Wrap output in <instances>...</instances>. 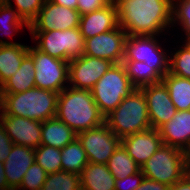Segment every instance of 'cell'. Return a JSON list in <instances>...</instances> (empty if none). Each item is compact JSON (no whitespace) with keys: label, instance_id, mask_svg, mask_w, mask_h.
Masks as SVG:
<instances>
[{"label":"cell","instance_id":"obj_1","mask_svg":"<svg viewBox=\"0 0 190 190\" xmlns=\"http://www.w3.org/2000/svg\"><path fill=\"white\" fill-rule=\"evenodd\" d=\"M113 1L117 7L119 26L128 36L159 37L165 35L163 31L168 33L170 27L173 28V0Z\"/></svg>","mask_w":190,"mask_h":190},{"label":"cell","instance_id":"obj_25","mask_svg":"<svg viewBox=\"0 0 190 190\" xmlns=\"http://www.w3.org/2000/svg\"><path fill=\"white\" fill-rule=\"evenodd\" d=\"M162 81L177 111L190 110V79L167 73Z\"/></svg>","mask_w":190,"mask_h":190},{"label":"cell","instance_id":"obj_12","mask_svg":"<svg viewBox=\"0 0 190 190\" xmlns=\"http://www.w3.org/2000/svg\"><path fill=\"white\" fill-rule=\"evenodd\" d=\"M80 13L77 9L46 0L37 16L30 22L29 31H52L78 28Z\"/></svg>","mask_w":190,"mask_h":190},{"label":"cell","instance_id":"obj_10","mask_svg":"<svg viewBox=\"0 0 190 190\" xmlns=\"http://www.w3.org/2000/svg\"><path fill=\"white\" fill-rule=\"evenodd\" d=\"M84 148L89 163L107 164L114 151L121 145V139L103 123L97 127L76 134Z\"/></svg>","mask_w":190,"mask_h":190},{"label":"cell","instance_id":"obj_37","mask_svg":"<svg viewBox=\"0 0 190 190\" xmlns=\"http://www.w3.org/2000/svg\"><path fill=\"white\" fill-rule=\"evenodd\" d=\"M14 143L6 134L5 129L0 124V161L3 163L8 158Z\"/></svg>","mask_w":190,"mask_h":190},{"label":"cell","instance_id":"obj_20","mask_svg":"<svg viewBox=\"0 0 190 190\" xmlns=\"http://www.w3.org/2000/svg\"><path fill=\"white\" fill-rule=\"evenodd\" d=\"M81 190H115V177L106 164L88 163L79 174Z\"/></svg>","mask_w":190,"mask_h":190},{"label":"cell","instance_id":"obj_27","mask_svg":"<svg viewBox=\"0 0 190 190\" xmlns=\"http://www.w3.org/2000/svg\"><path fill=\"white\" fill-rule=\"evenodd\" d=\"M106 165L113 176L118 179L134 175L141 170V167L129 156L122 145L114 151Z\"/></svg>","mask_w":190,"mask_h":190},{"label":"cell","instance_id":"obj_35","mask_svg":"<svg viewBox=\"0 0 190 190\" xmlns=\"http://www.w3.org/2000/svg\"><path fill=\"white\" fill-rule=\"evenodd\" d=\"M144 174L140 170L134 175H129L123 179H115V190H136L144 179Z\"/></svg>","mask_w":190,"mask_h":190},{"label":"cell","instance_id":"obj_36","mask_svg":"<svg viewBox=\"0 0 190 190\" xmlns=\"http://www.w3.org/2000/svg\"><path fill=\"white\" fill-rule=\"evenodd\" d=\"M112 0H78L77 10L80 15L103 9Z\"/></svg>","mask_w":190,"mask_h":190},{"label":"cell","instance_id":"obj_28","mask_svg":"<svg viewBox=\"0 0 190 190\" xmlns=\"http://www.w3.org/2000/svg\"><path fill=\"white\" fill-rule=\"evenodd\" d=\"M12 3L11 0H5L0 5V33L11 37L22 28L29 29V24L17 13Z\"/></svg>","mask_w":190,"mask_h":190},{"label":"cell","instance_id":"obj_16","mask_svg":"<svg viewBox=\"0 0 190 190\" xmlns=\"http://www.w3.org/2000/svg\"><path fill=\"white\" fill-rule=\"evenodd\" d=\"M121 145L140 166L163 145L158 129L150 128L121 139Z\"/></svg>","mask_w":190,"mask_h":190},{"label":"cell","instance_id":"obj_43","mask_svg":"<svg viewBox=\"0 0 190 190\" xmlns=\"http://www.w3.org/2000/svg\"><path fill=\"white\" fill-rule=\"evenodd\" d=\"M2 111V108H1V93H0V113Z\"/></svg>","mask_w":190,"mask_h":190},{"label":"cell","instance_id":"obj_40","mask_svg":"<svg viewBox=\"0 0 190 190\" xmlns=\"http://www.w3.org/2000/svg\"><path fill=\"white\" fill-rule=\"evenodd\" d=\"M4 171V163L0 161V190H10Z\"/></svg>","mask_w":190,"mask_h":190},{"label":"cell","instance_id":"obj_26","mask_svg":"<svg viewBox=\"0 0 190 190\" xmlns=\"http://www.w3.org/2000/svg\"><path fill=\"white\" fill-rule=\"evenodd\" d=\"M89 163L83 146L77 138L61 149L62 170L80 174Z\"/></svg>","mask_w":190,"mask_h":190},{"label":"cell","instance_id":"obj_5","mask_svg":"<svg viewBox=\"0 0 190 190\" xmlns=\"http://www.w3.org/2000/svg\"><path fill=\"white\" fill-rule=\"evenodd\" d=\"M141 171L146 178L170 187L190 171V155L183 150L163 144L142 165Z\"/></svg>","mask_w":190,"mask_h":190},{"label":"cell","instance_id":"obj_22","mask_svg":"<svg viewBox=\"0 0 190 190\" xmlns=\"http://www.w3.org/2000/svg\"><path fill=\"white\" fill-rule=\"evenodd\" d=\"M35 87V67L33 58L28 54L17 72L0 86L1 94H15Z\"/></svg>","mask_w":190,"mask_h":190},{"label":"cell","instance_id":"obj_3","mask_svg":"<svg viewBox=\"0 0 190 190\" xmlns=\"http://www.w3.org/2000/svg\"><path fill=\"white\" fill-rule=\"evenodd\" d=\"M58 95L38 87L15 94H1L2 112L44 122L56 116Z\"/></svg>","mask_w":190,"mask_h":190},{"label":"cell","instance_id":"obj_33","mask_svg":"<svg viewBox=\"0 0 190 190\" xmlns=\"http://www.w3.org/2000/svg\"><path fill=\"white\" fill-rule=\"evenodd\" d=\"M47 177L46 171L34 162L26 171L21 185L17 190H41Z\"/></svg>","mask_w":190,"mask_h":190},{"label":"cell","instance_id":"obj_31","mask_svg":"<svg viewBox=\"0 0 190 190\" xmlns=\"http://www.w3.org/2000/svg\"><path fill=\"white\" fill-rule=\"evenodd\" d=\"M35 162L40 165L47 174L62 170L61 149L49 145H39L35 149Z\"/></svg>","mask_w":190,"mask_h":190},{"label":"cell","instance_id":"obj_17","mask_svg":"<svg viewBox=\"0 0 190 190\" xmlns=\"http://www.w3.org/2000/svg\"><path fill=\"white\" fill-rule=\"evenodd\" d=\"M162 143L190 155V110L177 111L159 129Z\"/></svg>","mask_w":190,"mask_h":190},{"label":"cell","instance_id":"obj_9","mask_svg":"<svg viewBox=\"0 0 190 190\" xmlns=\"http://www.w3.org/2000/svg\"><path fill=\"white\" fill-rule=\"evenodd\" d=\"M28 54L35 67V87L60 93L68 86L69 62L53 58L29 46Z\"/></svg>","mask_w":190,"mask_h":190},{"label":"cell","instance_id":"obj_7","mask_svg":"<svg viewBox=\"0 0 190 190\" xmlns=\"http://www.w3.org/2000/svg\"><path fill=\"white\" fill-rule=\"evenodd\" d=\"M35 47L53 58L69 62L84 53L85 39L79 27L66 30L30 31Z\"/></svg>","mask_w":190,"mask_h":190},{"label":"cell","instance_id":"obj_2","mask_svg":"<svg viewBox=\"0 0 190 190\" xmlns=\"http://www.w3.org/2000/svg\"><path fill=\"white\" fill-rule=\"evenodd\" d=\"M56 117L76 134L105 123L91 90L67 86L58 95Z\"/></svg>","mask_w":190,"mask_h":190},{"label":"cell","instance_id":"obj_34","mask_svg":"<svg viewBox=\"0 0 190 190\" xmlns=\"http://www.w3.org/2000/svg\"><path fill=\"white\" fill-rule=\"evenodd\" d=\"M15 10L28 24L37 16L46 0H13Z\"/></svg>","mask_w":190,"mask_h":190},{"label":"cell","instance_id":"obj_18","mask_svg":"<svg viewBox=\"0 0 190 190\" xmlns=\"http://www.w3.org/2000/svg\"><path fill=\"white\" fill-rule=\"evenodd\" d=\"M117 27H119V19L114 1H111L103 9L80 16L79 29L84 39L111 31Z\"/></svg>","mask_w":190,"mask_h":190},{"label":"cell","instance_id":"obj_24","mask_svg":"<svg viewBox=\"0 0 190 190\" xmlns=\"http://www.w3.org/2000/svg\"><path fill=\"white\" fill-rule=\"evenodd\" d=\"M127 76L135 89H140L162 81L163 77L145 62L122 61Z\"/></svg>","mask_w":190,"mask_h":190},{"label":"cell","instance_id":"obj_4","mask_svg":"<svg viewBox=\"0 0 190 190\" xmlns=\"http://www.w3.org/2000/svg\"><path fill=\"white\" fill-rule=\"evenodd\" d=\"M106 125L120 139L151 128L146 98L140 89H134L105 116Z\"/></svg>","mask_w":190,"mask_h":190},{"label":"cell","instance_id":"obj_21","mask_svg":"<svg viewBox=\"0 0 190 190\" xmlns=\"http://www.w3.org/2000/svg\"><path fill=\"white\" fill-rule=\"evenodd\" d=\"M76 138V133L56 116L42 122L41 145L62 149Z\"/></svg>","mask_w":190,"mask_h":190},{"label":"cell","instance_id":"obj_6","mask_svg":"<svg viewBox=\"0 0 190 190\" xmlns=\"http://www.w3.org/2000/svg\"><path fill=\"white\" fill-rule=\"evenodd\" d=\"M135 88L122 63L113 64L91 89L100 112L106 116L113 111Z\"/></svg>","mask_w":190,"mask_h":190},{"label":"cell","instance_id":"obj_29","mask_svg":"<svg viewBox=\"0 0 190 190\" xmlns=\"http://www.w3.org/2000/svg\"><path fill=\"white\" fill-rule=\"evenodd\" d=\"M185 41V42H183ZM181 47L172 53L169 51V72L182 78L190 79V41L183 40Z\"/></svg>","mask_w":190,"mask_h":190},{"label":"cell","instance_id":"obj_44","mask_svg":"<svg viewBox=\"0 0 190 190\" xmlns=\"http://www.w3.org/2000/svg\"><path fill=\"white\" fill-rule=\"evenodd\" d=\"M5 0H0V5L4 4Z\"/></svg>","mask_w":190,"mask_h":190},{"label":"cell","instance_id":"obj_30","mask_svg":"<svg viewBox=\"0 0 190 190\" xmlns=\"http://www.w3.org/2000/svg\"><path fill=\"white\" fill-rule=\"evenodd\" d=\"M41 190H81L79 174L63 170L47 174Z\"/></svg>","mask_w":190,"mask_h":190},{"label":"cell","instance_id":"obj_42","mask_svg":"<svg viewBox=\"0 0 190 190\" xmlns=\"http://www.w3.org/2000/svg\"><path fill=\"white\" fill-rule=\"evenodd\" d=\"M13 44H19L17 42H9V41H4L0 39V45H13Z\"/></svg>","mask_w":190,"mask_h":190},{"label":"cell","instance_id":"obj_13","mask_svg":"<svg viewBox=\"0 0 190 190\" xmlns=\"http://www.w3.org/2000/svg\"><path fill=\"white\" fill-rule=\"evenodd\" d=\"M128 35L120 26L85 39L84 55L102 58L114 64L122 63L125 54V42Z\"/></svg>","mask_w":190,"mask_h":190},{"label":"cell","instance_id":"obj_23","mask_svg":"<svg viewBox=\"0 0 190 190\" xmlns=\"http://www.w3.org/2000/svg\"><path fill=\"white\" fill-rule=\"evenodd\" d=\"M28 49L29 46L22 43L0 45V86L17 72Z\"/></svg>","mask_w":190,"mask_h":190},{"label":"cell","instance_id":"obj_15","mask_svg":"<svg viewBox=\"0 0 190 190\" xmlns=\"http://www.w3.org/2000/svg\"><path fill=\"white\" fill-rule=\"evenodd\" d=\"M0 124L14 144L38 148L41 144L42 122L0 113Z\"/></svg>","mask_w":190,"mask_h":190},{"label":"cell","instance_id":"obj_19","mask_svg":"<svg viewBox=\"0 0 190 190\" xmlns=\"http://www.w3.org/2000/svg\"><path fill=\"white\" fill-rule=\"evenodd\" d=\"M35 162V149L14 144L4 162V172L10 190H17L31 165Z\"/></svg>","mask_w":190,"mask_h":190},{"label":"cell","instance_id":"obj_8","mask_svg":"<svg viewBox=\"0 0 190 190\" xmlns=\"http://www.w3.org/2000/svg\"><path fill=\"white\" fill-rule=\"evenodd\" d=\"M157 36H128L125 42V54L122 61L145 62L162 77L169 72V54L159 43ZM159 43V44H158Z\"/></svg>","mask_w":190,"mask_h":190},{"label":"cell","instance_id":"obj_14","mask_svg":"<svg viewBox=\"0 0 190 190\" xmlns=\"http://www.w3.org/2000/svg\"><path fill=\"white\" fill-rule=\"evenodd\" d=\"M143 92L148 108L151 128L159 129L167 123L177 112L167 86L163 81L140 88Z\"/></svg>","mask_w":190,"mask_h":190},{"label":"cell","instance_id":"obj_38","mask_svg":"<svg viewBox=\"0 0 190 190\" xmlns=\"http://www.w3.org/2000/svg\"><path fill=\"white\" fill-rule=\"evenodd\" d=\"M136 190H169V186L144 177L142 183Z\"/></svg>","mask_w":190,"mask_h":190},{"label":"cell","instance_id":"obj_32","mask_svg":"<svg viewBox=\"0 0 190 190\" xmlns=\"http://www.w3.org/2000/svg\"><path fill=\"white\" fill-rule=\"evenodd\" d=\"M177 22V23H176ZM173 27L178 24L190 41V0H173ZM175 24V25H174Z\"/></svg>","mask_w":190,"mask_h":190},{"label":"cell","instance_id":"obj_39","mask_svg":"<svg viewBox=\"0 0 190 190\" xmlns=\"http://www.w3.org/2000/svg\"><path fill=\"white\" fill-rule=\"evenodd\" d=\"M169 190H190V171L180 181L171 185Z\"/></svg>","mask_w":190,"mask_h":190},{"label":"cell","instance_id":"obj_11","mask_svg":"<svg viewBox=\"0 0 190 190\" xmlns=\"http://www.w3.org/2000/svg\"><path fill=\"white\" fill-rule=\"evenodd\" d=\"M109 60L82 55L69 61L68 86L91 90L96 82L111 68Z\"/></svg>","mask_w":190,"mask_h":190},{"label":"cell","instance_id":"obj_41","mask_svg":"<svg viewBox=\"0 0 190 190\" xmlns=\"http://www.w3.org/2000/svg\"><path fill=\"white\" fill-rule=\"evenodd\" d=\"M53 3L65 6L70 9H77V1L78 0H49Z\"/></svg>","mask_w":190,"mask_h":190}]
</instances>
